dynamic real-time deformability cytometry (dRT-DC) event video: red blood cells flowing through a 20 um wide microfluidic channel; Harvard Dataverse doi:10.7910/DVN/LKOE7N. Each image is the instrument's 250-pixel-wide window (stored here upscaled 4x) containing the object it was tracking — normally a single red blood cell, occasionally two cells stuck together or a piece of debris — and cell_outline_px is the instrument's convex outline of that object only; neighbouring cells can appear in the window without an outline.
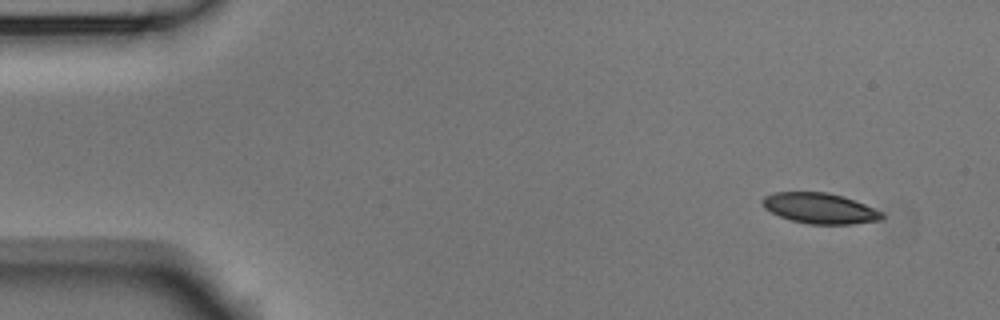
{"species": "Egyptian fruit bat (a non-hibernating species)", "species_latin": "Rousettus aegyptiacus", "temperature_condition": "room temperature", "stored_images_in_passage": 4, "camera_frame_rate_fps": 3000, "um_per_image_px": 0.085, "animal": {"sex": "male"}, "frame": {"image": 1, "passage_image": 1, "time_ms": 0.0, "image_size_px": [1000, 320], "cell_outline_px": [[884, 216], [880, 220], [852, 224], [808, 224], [792, 220], [780, 216], [764, 208], [760, 200], [764, 196], [776, 192], [824, 192], [844, 196], [864, 204], [880, 212]], "centroid_in_image_um": [69.65, 17.7], "position_along_channel_um": 15.4, "area_um2": 21.1}}
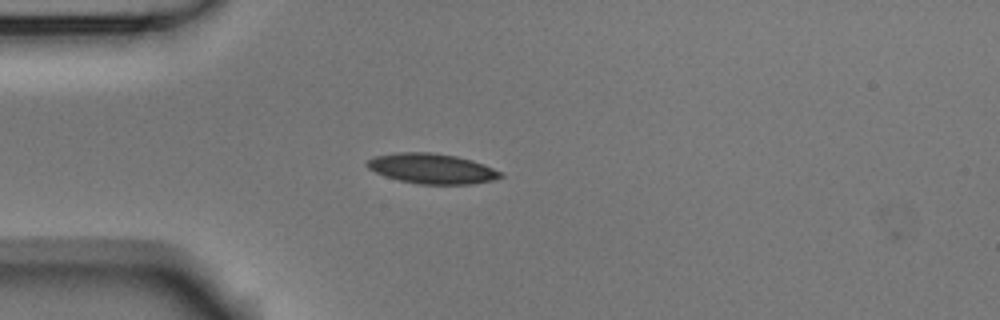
{"frame": {"image": 2, "passage_image": 4, "time_ms": 1.0, "image_size_px": [1000, 320], "cell_outline_px": [[504, 176], [492, 180], [472, 184], [420, 184], [400, 180], [384, 176], [368, 168], [364, 164], [372, 156], [396, 152], [432, 152], [456, 156], [472, 160], [484, 164], [504, 172]], "centroid_in_image_um": [36.71, 14.32], "position_along_channel_um": 48.3, "area_um2": 23.64}}